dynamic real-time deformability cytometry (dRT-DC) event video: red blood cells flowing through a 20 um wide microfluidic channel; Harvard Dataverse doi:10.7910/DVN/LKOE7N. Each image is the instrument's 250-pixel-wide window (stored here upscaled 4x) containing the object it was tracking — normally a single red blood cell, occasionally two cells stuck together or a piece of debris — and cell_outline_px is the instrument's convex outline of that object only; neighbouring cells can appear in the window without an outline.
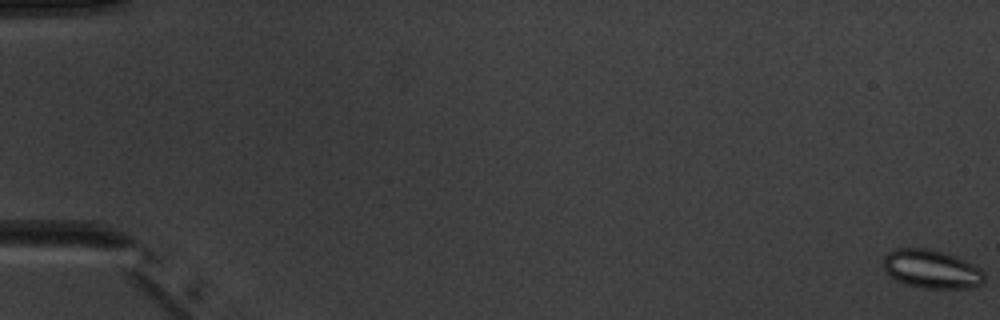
{"species": "common noctule bat (a hibernating species)", "species_latin": "Nyctalus noctula", "temperature_condition": "warm", "stored_images_in_passage": 6, "camera_frame_rate_fps": 3000, "um_per_image_px": 0.085, "animal": {"sex": "male", "body_mass_g": 20.1, "forearm_length_mm": 53.5}, "frame": {"image": 1, "passage_image": 1, "time_ms": 0.0, "image_size_px": [1000, 320], "cell_outline_px": [[984, 284], [972, 288], [924, 288], [908, 284], [896, 280], [884, 268], [884, 256], [888, 252], [896, 248], [924, 248], [944, 252], [964, 260], [980, 268], [984, 272]], "centroid_in_image_um": [79.21, 22.87], "position_along_channel_um": 5.8, "area_um2": 22.54}}
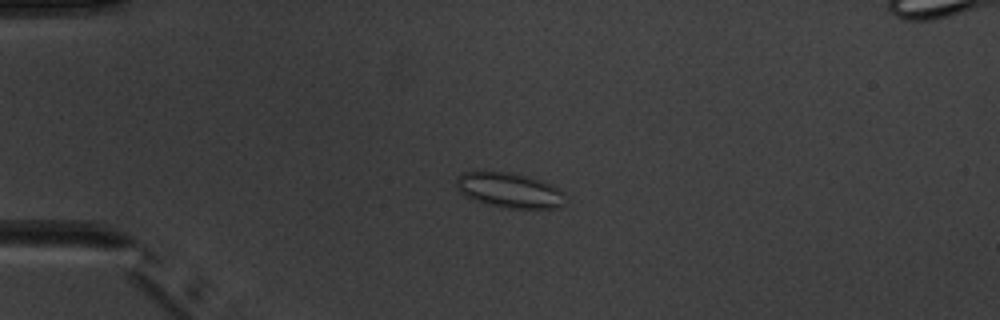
{"frame": {"image": 2, "passage_image": 5, "time_ms": 4.667, "image_size_px": [1000, 320], "cell_outline_px": [[564, 192], [560, 204], [556, 208], [508, 208], [488, 204], [472, 200], [464, 196], [456, 188], [456, 176], [460, 172], [508, 172], [532, 176], [544, 180], [552, 184]], "centroid_in_image_um": [43.25, 16.15], "position_along_channel_um": 41.8, "area_um2": 22.37}}